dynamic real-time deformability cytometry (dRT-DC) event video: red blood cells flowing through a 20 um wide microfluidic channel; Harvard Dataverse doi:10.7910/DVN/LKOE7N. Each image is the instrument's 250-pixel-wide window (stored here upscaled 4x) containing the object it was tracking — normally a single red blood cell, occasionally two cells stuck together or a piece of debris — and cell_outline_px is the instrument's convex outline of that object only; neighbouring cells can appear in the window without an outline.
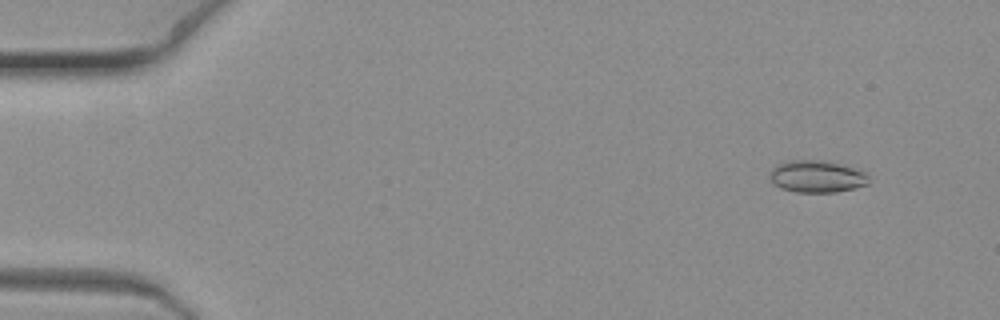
{"species": "common noctule bat (a hibernating species)", "species_latin": "Nyctalus noctula", "temperature_condition": "warm", "stored_images_in_passage": 7, "camera_frame_rate_fps": 3000, "um_per_image_px": 0.085, "animal": {"sex": "female", "body_mass_g": 19.3, "forearm_length_mm": 54.1}, "frame": {"image": 1, "passage_image": 1, "time_ms": 0.0, "image_size_px": [1000, 320], "cell_outline_px": [[868, 184], [856, 188], [836, 192], [796, 192], [780, 188], [768, 176], [768, 172], [776, 164], [788, 160], [828, 160], [864, 172], [868, 176]], "centroid_in_image_um": [69.39, 14.99], "position_along_channel_um": 15.6, "area_um2": 18.61}}
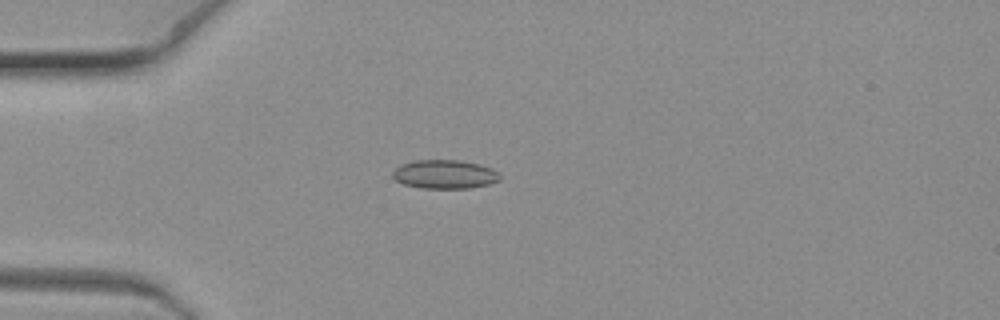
{"frame": {"image": 2, "passage_image": 5, "time_ms": 1.333, "image_size_px": [1000, 320], "cell_outline_px": [[500, 180], [488, 184], [468, 188], [420, 188], [404, 184], [396, 180], [392, 176], [392, 172], [400, 164], [412, 160], [460, 160], [480, 164], [492, 168], [500, 176]], "centroid_in_image_um": [37.77, 14.8], "position_along_channel_um": 47.2, "area_um2": 18.03}}
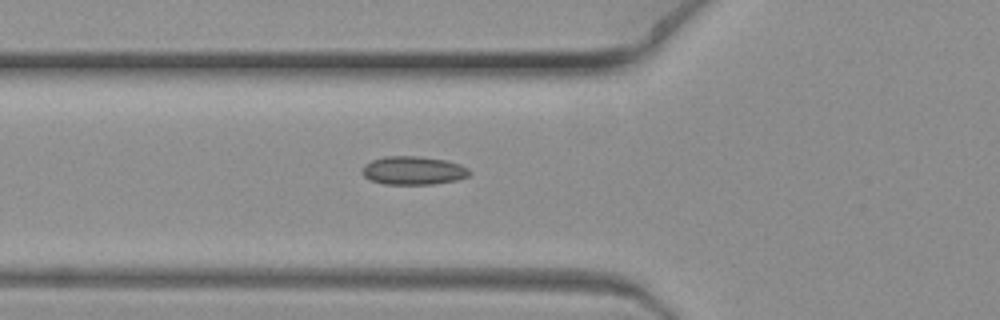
{"frame": {"image": 3, "passage_image": 7, "time_ms": 2.0, "image_size_px": [1000, 320], "cell_outline_px": [[472, 172], [468, 176], [456, 180], [432, 184], [384, 184], [372, 180], [364, 176], [360, 172], [364, 164], [372, 160], [384, 156], [416, 156], [448, 160], [460, 164], [468, 168]], "centroid_in_image_um": [35.13, 14.48], "position_along_channel_um": 90.7, "area_um2": 17.86}}